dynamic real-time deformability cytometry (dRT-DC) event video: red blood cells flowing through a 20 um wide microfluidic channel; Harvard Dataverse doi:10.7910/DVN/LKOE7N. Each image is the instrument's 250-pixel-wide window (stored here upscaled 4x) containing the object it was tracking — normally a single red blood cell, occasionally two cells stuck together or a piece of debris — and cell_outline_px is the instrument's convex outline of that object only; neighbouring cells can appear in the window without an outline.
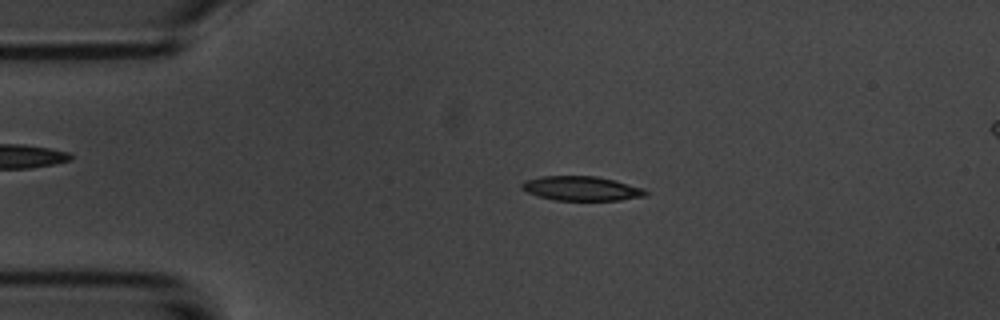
{"species": "common noctule bat (a hibernating species)", "species_latin": "Nyctalus noctula", "temperature_condition": "room temperature", "stored_images_in_passage": 4, "segment_of_instrument_passage": [1, 2], "camera_frame_rate_fps": 3000, "um_per_image_px": 0.085, "animal": {"sex": "male", "body_mass_g": 20.1, "forearm_length_mm": 53.5}, "frame": {"image": 1, "passage_image": 2, "time_ms": 1.0, "image_size_px": [1000, 320], "cell_outline_px": [[648, 196], [620, 200], [556, 200], [540, 196], [528, 192], [520, 188], [520, 184], [524, 180], [540, 176], [596, 176], [644, 188], [648, 192]], "centroid_in_image_um": [49.42, 16.02], "position_along_channel_um": 35.6, "area_um2": 17.57}}